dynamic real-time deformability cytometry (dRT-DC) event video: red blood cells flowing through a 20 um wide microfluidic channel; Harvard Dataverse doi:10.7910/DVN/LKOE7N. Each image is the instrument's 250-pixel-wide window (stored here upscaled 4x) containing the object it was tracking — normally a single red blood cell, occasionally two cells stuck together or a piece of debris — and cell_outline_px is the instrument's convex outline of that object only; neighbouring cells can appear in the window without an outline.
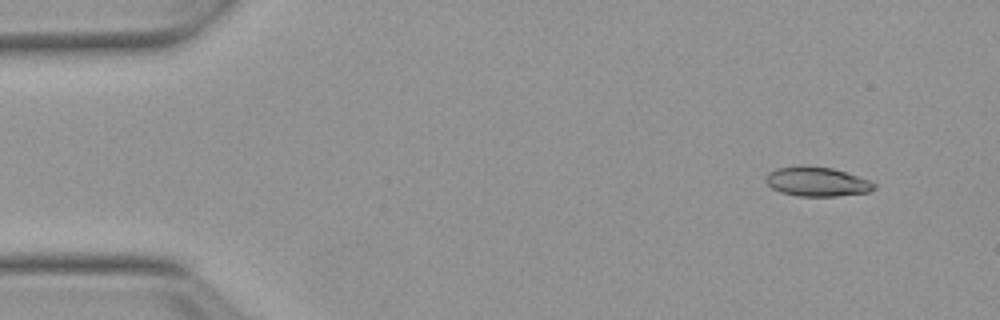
{"species": "Egyptian fruit bat (a non-hibernating species)", "species_latin": "Rousettus aegyptiacus", "temperature_condition": "warm", "stored_images_in_passage": 49, "camera_frame_rate_fps": 3000, "um_per_image_px": 0.085, "animal": {"sex": "female"}, "frame": {"image": 1, "passage_image": 1, "time_ms": 0.0, "image_size_px": [1000, 320], "cell_outline_px": [[876, 188], [868, 192], [836, 196], [796, 196], [780, 192], [772, 188], [764, 180], [764, 176], [768, 172], [776, 168], [796, 164], [804, 164], [832, 168], [868, 180], [876, 184]], "centroid_in_image_um": [69.36, 15.42], "position_along_channel_um": 15.6, "area_um2": 18.84}}
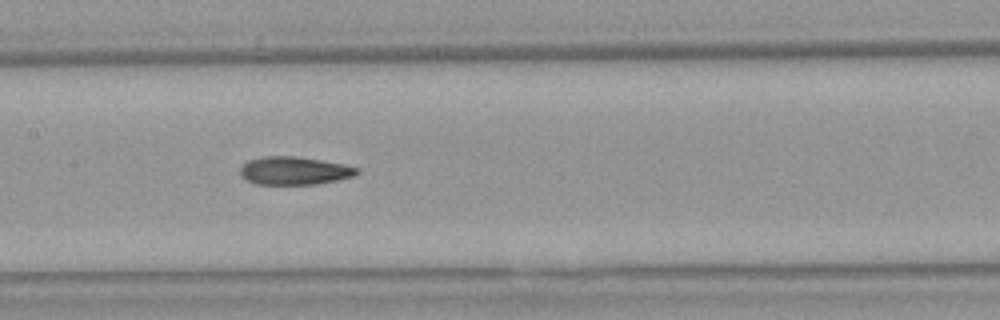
{"frame": {"image": 2, "passage_image": 22, "time_ms": 7.0, "image_size_px": [1000, 320], "cell_outline_px": [[360, 172], [352, 176], [336, 180], [316, 184], [256, 184], [240, 176], [240, 168], [248, 160], [264, 156], [296, 156], [344, 164], [360, 168]], "centroid_in_image_um": [25.01, 14.5], "position_along_channel_um": 182.4, "area_um2": 19.02}}
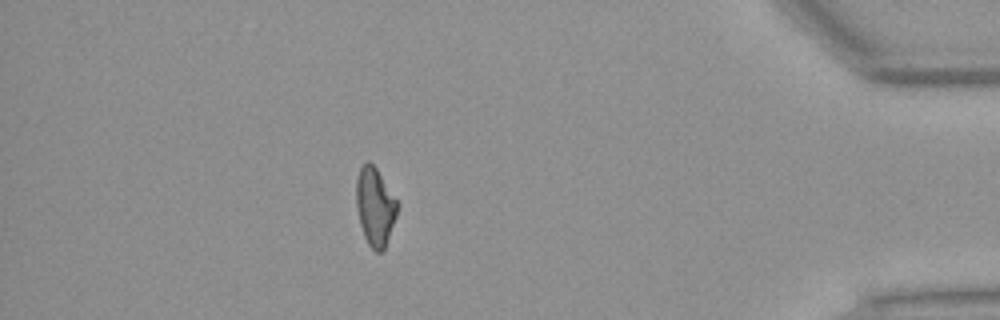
{"frame": {"image": 3, "passage_image": 43, "time_ms": 14.0, "image_size_px": [1000, 320], "cell_outline_px": [[396, 216], [384, 248], [380, 252], [376, 252], [368, 244], [364, 236], [360, 224], [356, 208], [356, 180], [360, 168], [368, 160], [376, 168], [396, 200]], "centroid_in_image_um": [31.84, 17.56], "position_along_channel_um": 403.4, "area_um2": 18.21}, "authors_computed_cell_mechanics": {"area_um2": 19.074, "velocity_mm_per_s": 3.839, "shape_relaxation_time_tau1_ms": 10.8504, "shape_relaxation_time_tau2_ms": 3.968, "deformation_change_tau1": 0.2638, "deformation_change_tau2": 0.1271}}